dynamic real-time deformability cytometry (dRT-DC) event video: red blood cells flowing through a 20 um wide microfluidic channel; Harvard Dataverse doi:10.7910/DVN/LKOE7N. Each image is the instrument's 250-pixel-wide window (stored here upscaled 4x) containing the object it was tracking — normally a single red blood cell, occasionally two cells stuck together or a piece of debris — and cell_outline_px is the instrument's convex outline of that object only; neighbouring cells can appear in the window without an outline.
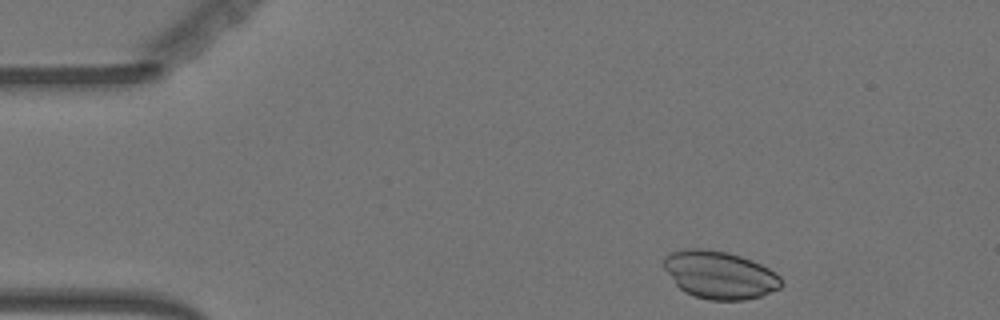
{"species": "Egyptian fruit bat (a non-hibernating species)", "species_latin": "Rousettus aegyptiacus", "temperature_condition": "warm", "stored_images_in_passage": 50, "camera_frame_rate_fps": 3000, "um_per_image_px": 0.085, "animal": {"sex": "female"}, "frame": {"image": 1, "passage_image": 2, "time_ms": 0.333, "image_size_px": [1000, 320], "cell_outline_px": [[784, 284], [780, 288], [760, 296], [744, 300], [708, 300], [684, 292], [676, 284], [664, 268], [664, 256], [672, 252], [688, 248], [700, 248], [728, 252], [752, 260], [776, 272], [780, 276]], "centroid_in_image_um": [61.19, 23.36], "position_along_channel_um": 23.8, "area_um2": 32.66}}
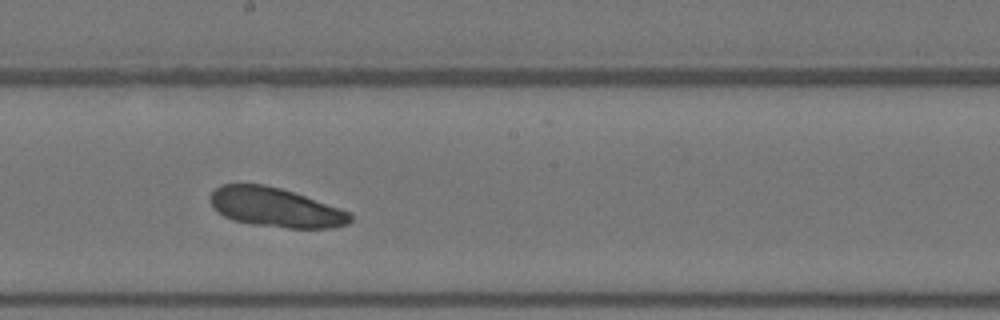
{"frame": {"image": 2, "passage_image": 25, "time_ms": 8.0, "image_size_px": [1000, 320], "cell_outline_px": [[352, 220], [348, 224], [332, 228], [288, 228], [252, 224], [232, 220], [216, 212], [212, 208], [212, 192], [220, 184], [264, 184], [280, 188], [352, 212]], "centroid_in_image_um": [23.43, 17.64], "position_along_channel_um": 224.8, "area_um2": 32.02}}
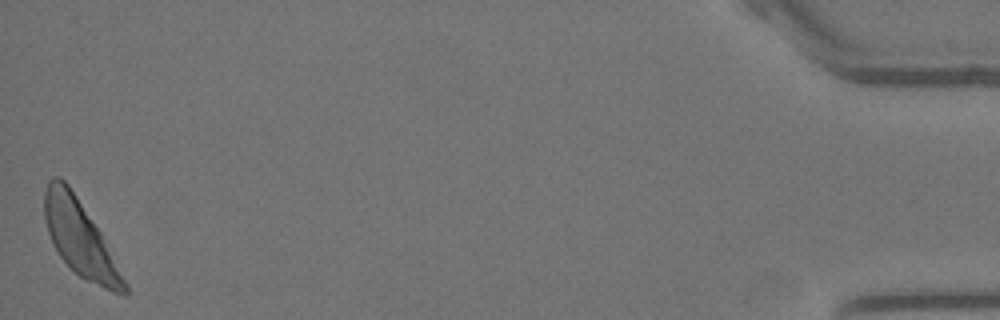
{"frame": {"image": 3, "passage_image": 50, "time_ms": 16.333, "image_size_px": [1000, 320], "cell_outline_px": [[128, 292], [124, 296], [112, 292], [84, 280], [60, 256], [52, 244], [48, 232], [44, 216], [44, 192], [48, 180], [52, 176], [60, 176], [68, 184], [100, 232], [128, 284]], "centroid_in_image_um": [6.79, 20.27], "position_along_channel_um": 428.4, "area_um2": 34.74}}